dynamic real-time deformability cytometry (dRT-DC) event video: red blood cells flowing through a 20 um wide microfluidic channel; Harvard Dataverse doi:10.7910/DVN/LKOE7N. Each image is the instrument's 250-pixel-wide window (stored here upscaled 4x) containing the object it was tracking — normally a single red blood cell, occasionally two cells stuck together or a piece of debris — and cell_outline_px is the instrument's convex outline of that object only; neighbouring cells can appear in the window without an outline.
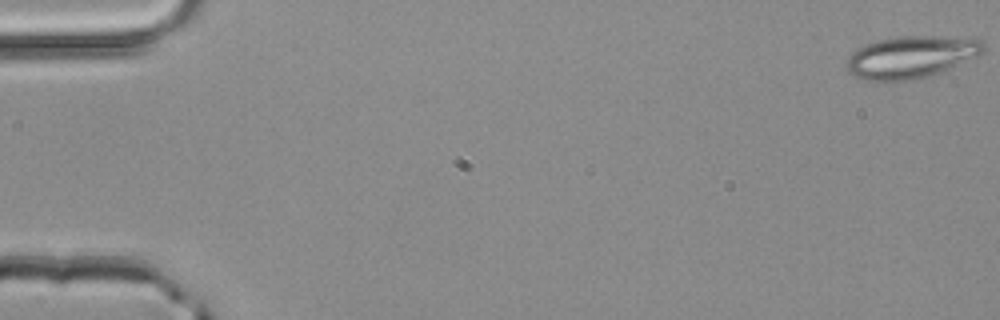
{"species": "common noctule bat (a hibernating species)", "species_latin": "Nyctalus noctula", "temperature_condition": "room temperature", "stored_images_in_passage": 4, "camera_frame_rate_fps": 3000, "um_per_image_px": 0.085, "animal": {"sex": "male", "body_mass_g": 20.4}, "frame": {"image": 1, "passage_image": 1, "time_ms": 0.0, "image_size_px": [1000, 320], "cell_outline_px": [[984, 52], [980, 56], [940, 72], [928, 76], [904, 80], [864, 80], [852, 76], [848, 72], [848, 56], [852, 52], [876, 40], [900, 36], [976, 36], [984, 40]], "centroid_in_image_um": [77.55, 4.81], "position_along_channel_um": 7.5, "area_um2": 33.93}}